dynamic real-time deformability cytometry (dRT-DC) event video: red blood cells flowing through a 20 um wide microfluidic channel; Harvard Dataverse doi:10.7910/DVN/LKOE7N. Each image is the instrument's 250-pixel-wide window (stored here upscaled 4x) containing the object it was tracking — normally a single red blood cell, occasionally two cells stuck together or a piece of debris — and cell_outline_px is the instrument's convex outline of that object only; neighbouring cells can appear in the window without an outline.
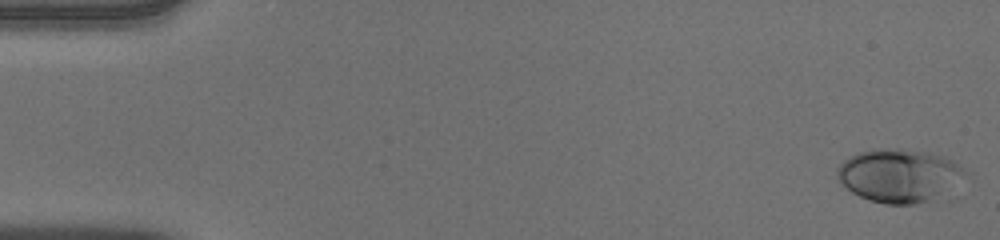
{"species": "human", "species_latin": "Homo sapiens", "temperature_condition": "warm", "stored_images_in_passage": 52, "camera_frame_rate_fps": 3000, "um_per_image_px": 0.085, "donor": {"sex": "male"}, "frame": {"image": 1, "passage_image": 1, "time_ms": 0.0, "image_size_px": [1000, 240], "cell_outline_px": [[972, 172], [956, 200], [916, 204], [884, 204], [868, 200], [852, 192], [840, 184], [836, 176], [836, 168], [848, 156], [856, 152], [880, 148], [928, 152], [944, 156], [952, 160]], "centroid_in_image_um": [76.69, 15.01], "position_along_channel_um": 8.3, "area_um2": 42.66}}
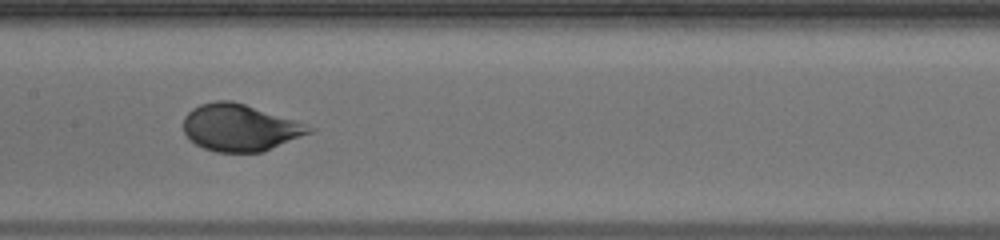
{"frame": {"image": 2, "passage_image": 26, "time_ms": 8.333, "image_size_px": [1000, 240], "cell_outline_px": [[316, 128], [312, 132], [264, 152], [216, 152], [204, 148], [196, 144], [184, 132], [184, 116], [192, 108], [200, 104], [216, 100], [232, 100]], "centroid_in_image_um": [20.37, 10.85], "position_along_channel_um": 187.0, "area_um2": 33.99}}
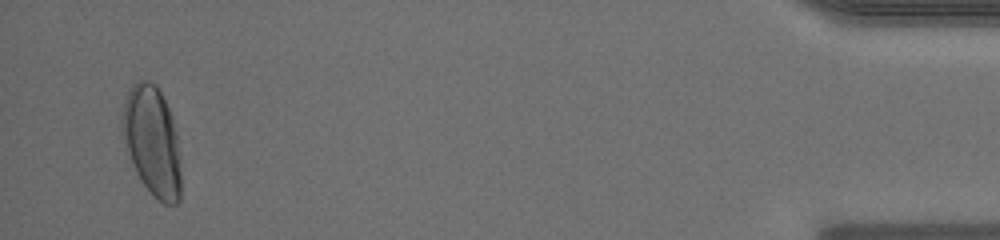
{"frame": {"image": 3, "passage_image": 50, "time_ms": 16.333, "image_size_px": [1000, 240], "cell_outline_px": [[180, 200], [176, 204], [164, 204], [152, 196], [136, 172], [132, 164], [120, 128], [120, 116], [124, 100], [128, 88], [132, 84], [140, 80], [148, 80], [156, 84], [172, 116], [180, 156]], "centroid_in_image_um": [12.9, 11.98], "position_along_channel_um": 422.3, "area_um2": 37.8}, "authors_computed_cell_mechanics": {"area_um2": 35.3736, "velocity_mm_per_s": 3.9378, "shape_relaxation_time_tau1_ms": 4.1992, "shape_relaxation_time_tau2_ms": null, "deformation_change_tau1": 0.1957, "deformation_change_tau2": null}}